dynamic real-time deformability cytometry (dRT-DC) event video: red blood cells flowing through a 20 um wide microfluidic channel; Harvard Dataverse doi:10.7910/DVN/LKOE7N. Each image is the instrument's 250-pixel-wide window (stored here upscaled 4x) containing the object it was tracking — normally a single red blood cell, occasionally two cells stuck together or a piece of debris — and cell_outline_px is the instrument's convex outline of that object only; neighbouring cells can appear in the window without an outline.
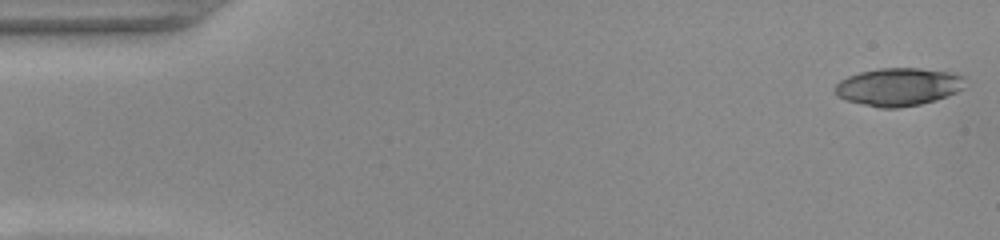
{"species": "common noctule bat (a hibernating species)", "species_latin": "Nyctalus noctula", "temperature_condition": "warm", "stored_images_in_passage": 51, "camera_frame_rate_fps": 3000, "um_per_image_px": 0.085, "animal": {"sex": "female", "body_mass_g": 22.0, "forearm_length_mm": 56.7}, "frame": {"image": 1, "passage_image": 1, "time_ms": 0.0, "image_size_px": [1000, 240], "cell_outline_px": [[964, 88], [956, 92], [936, 100], [920, 104], [896, 108], [880, 108], [844, 100], [836, 96], [836, 84], [840, 80], [848, 76], [860, 72], [880, 68], [920, 68], [952, 72], [964, 76]], "centroid_in_image_um": [76.36, 7.38], "position_along_channel_um": 8.6, "area_um2": 28.78}}